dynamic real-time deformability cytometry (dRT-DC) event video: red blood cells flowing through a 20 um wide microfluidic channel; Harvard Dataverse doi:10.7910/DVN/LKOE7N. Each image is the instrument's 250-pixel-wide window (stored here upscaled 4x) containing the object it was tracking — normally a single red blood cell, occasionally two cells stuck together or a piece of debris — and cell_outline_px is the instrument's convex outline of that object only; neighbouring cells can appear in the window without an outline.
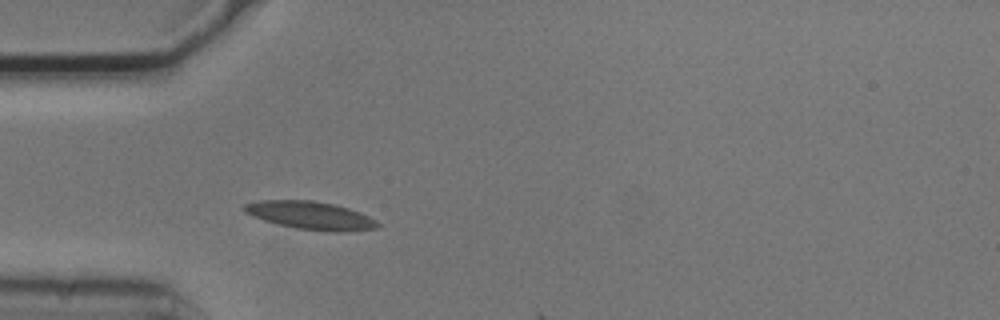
{"species": "common noctule bat (a hibernating species)", "species_latin": "Nyctalus noctula", "temperature_condition": "cold", "stored_images_in_passage": 2, "camera_frame_rate_fps": 3000, "um_per_image_px": 0.085, "animal": {"sex": "male", "body_mass_g": 20.5, "forearm_length_mm": 52.5}, "frame": {"image": 1, "passage_image": 2, "time_ms": 0.333, "image_size_px": [1000, 320], "cell_outline_px": [[380, 224], [376, 228], [344, 232], [328, 232], [296, 228], [264, 220], [252, 216], [244, 212], [244, 204], [260, 200], [312, 200], [332, 204], [348, 208], [360, 212], [376, 220]], "centroid_in_image_um": [26.4, 18.31], "position_along_channel_um": 58.6, "area_um2": 21.68}}